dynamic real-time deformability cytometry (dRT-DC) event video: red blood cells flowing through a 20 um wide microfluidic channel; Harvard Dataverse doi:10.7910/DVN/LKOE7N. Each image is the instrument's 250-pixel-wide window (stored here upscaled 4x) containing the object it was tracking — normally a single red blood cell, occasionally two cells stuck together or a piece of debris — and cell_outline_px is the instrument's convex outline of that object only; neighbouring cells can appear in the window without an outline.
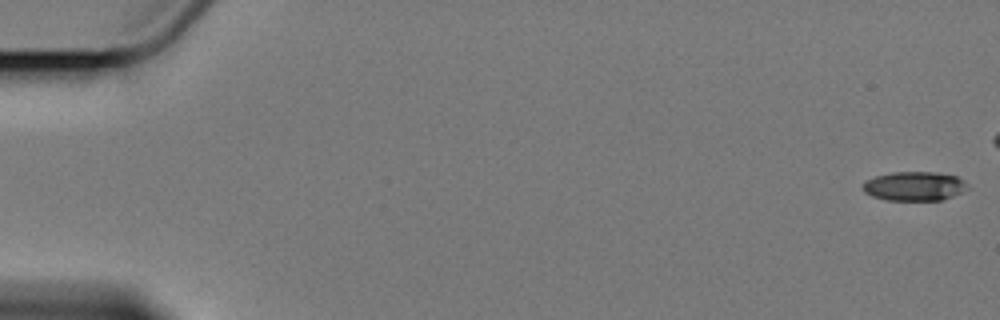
{"species": "Egyptian fruit bat (a non-hibernating species)", "species_latin": "Rousettus aegyptiacus", "temperature_condition": "cold", "stored_images_in_passage": 10, "camera_frame_rate_fps": 3000, "um_per_image_px": 0.085, "animal": {"sex": "female"}, "frame": {"image": 1, "passage_image": 1, "time_ms": 0.0, "image_size_px": [1000, 320], "cell_outline_px": [[968, 188], [944, 200], [888, 200], [872, 196], [864, 192], [864, 180], [876, 176], [892, 172], [936, 172], [956, 176], [964, 180], [968, 184]], "centroid_in_image_um": [77.73, 15.82], "position_along_channel_um": 7.3, "area_um2": 17.74}}
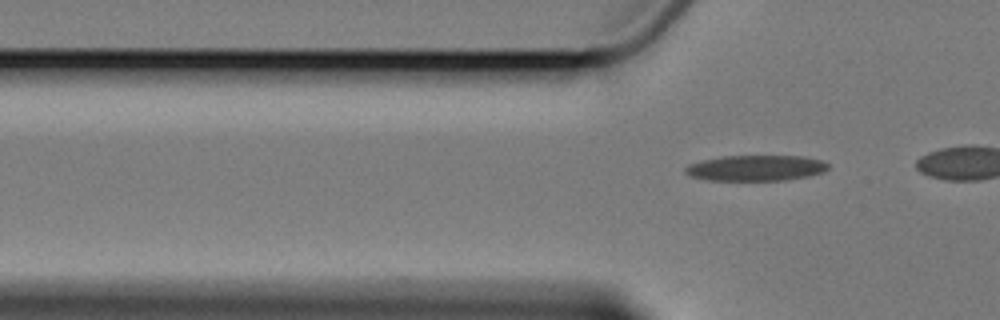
{"frame": {"image": 2, "passage_image": 7, "time_ms": 8.333, "image_size_px": [1000, 320], "cell_outline_px": [[828, 168], [824, 172], [808, 176], [784, 180], [708, 180], [688, 176], [684, 172], [684, 168], [688, 164], [704, 160], [724, 156], [800, 156], [820, 160], [828, 164]], "centroid_in_image_um": [64.21, 14.28], "position_along_channel_um": 61.6, "area_um2": 21.27}}
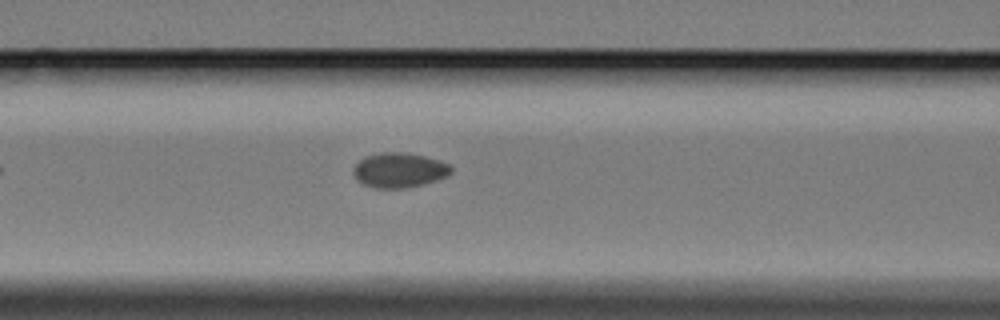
{"frame": {"image": 3, "passage_image": 10, "time_ms": 11.667, "image_size_px": [1000, 320], "cell_outline_px": [[452, 172], [448, 176], [424, 184], [404, 188], [376, 188], [364, 184], [356, 180], [352, 172], [352, 168], [364, 156], [380, 152], [408, 152], [440, 160], [448, 164], [452, 168]], "centroid_in_image_um": [33.92, 14.45], "position_along_channel_um": 132.7, "area_um2": 20.06}}